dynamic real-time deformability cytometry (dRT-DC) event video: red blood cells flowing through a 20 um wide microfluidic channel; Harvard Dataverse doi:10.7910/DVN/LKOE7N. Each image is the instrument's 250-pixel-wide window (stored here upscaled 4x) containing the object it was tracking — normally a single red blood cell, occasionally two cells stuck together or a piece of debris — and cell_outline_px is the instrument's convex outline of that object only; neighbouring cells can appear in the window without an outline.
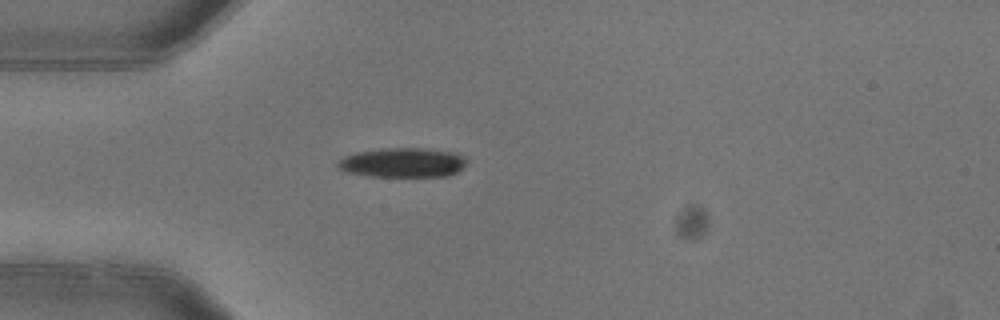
{"species": "common noctule bat (a hibernating species)", "species_latin": "Nyctalus noctula", "temperature_condition": "warm", "stored_images_in_passage": 3, "camera_frame_rate_fps": 3000, "um_per_image_px": 0.085, "animal": {"sex": "female"}, "frame": {"image": 1, "passage_image": 3, "time_ms": 0.667, "image_size_px": [1000, 320], "cell_outline_px": [[464, 168], [448, 176], [368, 176], [344, 172], [336, 164], [344, 156], [356, 152], [380, 148], [424, 148], [452, 152], [464, 156]], "centroid_in_image_um": [34.19, 13.82], "position_along_channel_um": 50.8, "area_um2": 22.14}}